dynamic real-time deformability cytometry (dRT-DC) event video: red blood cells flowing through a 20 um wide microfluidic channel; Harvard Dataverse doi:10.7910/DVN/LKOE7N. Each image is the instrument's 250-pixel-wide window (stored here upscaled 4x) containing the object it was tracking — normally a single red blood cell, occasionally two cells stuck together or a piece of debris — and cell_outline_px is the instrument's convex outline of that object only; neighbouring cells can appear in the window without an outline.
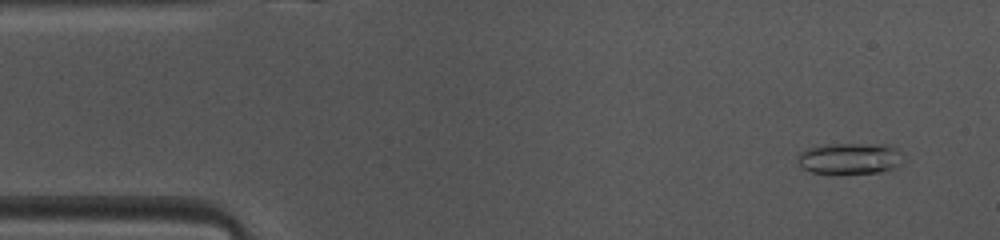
{"species": "common noctule bat (a hibernating species)", "species_latin": "Nyctalus noctula", "temperature_condition": "warm", "stored_images_in_passage": 45, "camera_frame_rate_fps": 3000, "um_per_image_px": 0.085, "animal": {"sex": "female", "body_mass_g": 10.0, "forearm_length_mm": 53.1}, "frame": {"image": 1, "passage_image": 3, "time_ms": 0.667, "image_size_px": [1000, 240], "cell_outline_px": [[904, 156], [900, 164], [896, 168], [880, 172], [840, 176], [832, 176], [812, 172], [804, 168], [796, 160], [800, 152], [808, 148], [824, 144], [888, 144], [904, 152]], "centroid_in_image_um": [72.27, 13.51], "position_along_channel_um": 12.7, "area_um2": 20.23}}
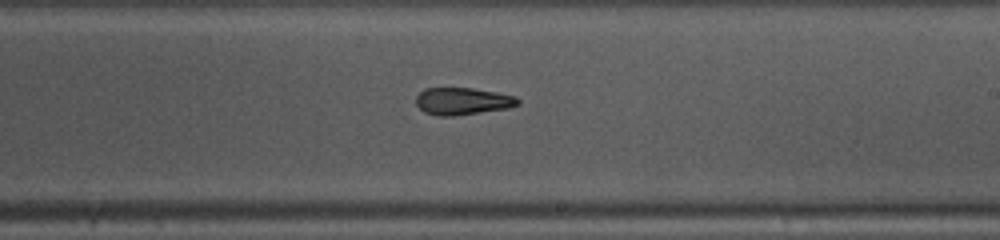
{"frame": {"image": 2, "passage_image": 26, "time_ms": 8.333, "image_size_px": [1000, 240], "cell_outline_px": [[520, 104], [508, 108], [452, 116], [436, 116], [424, 112], [416, 104], [416, 96], [424, 88], [472, 88], [496, 92], [516, 96], [520, 100]], "centroid_in_image_um": [39.31, 8.6], "position_along_channel_um": 249.7, "area_um2": 16.18}}
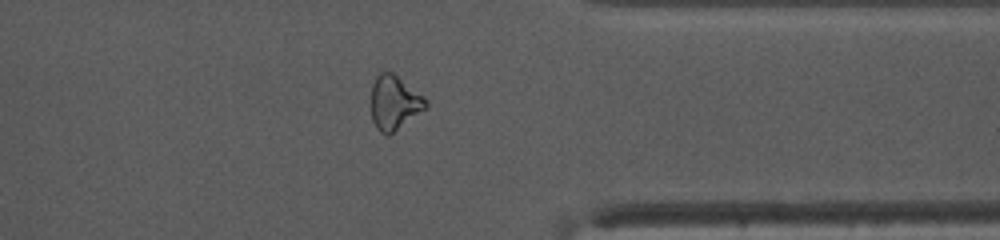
{"frame": {"image": 3, "passage_image": 36, "time_ms": 11.667, "image_size_px": [1000, 240], "cell_outline_px": [[428, 108], [388, 136], [384, 136], [376, 128], [372, 120], [372, 84], [376, 72], [392, 72], [424, 96], [428, 100]], "centroid_in_image_um": [33.53, 8.73], "position_along_channel_um": 377.9, "area_um2": 17.57}}